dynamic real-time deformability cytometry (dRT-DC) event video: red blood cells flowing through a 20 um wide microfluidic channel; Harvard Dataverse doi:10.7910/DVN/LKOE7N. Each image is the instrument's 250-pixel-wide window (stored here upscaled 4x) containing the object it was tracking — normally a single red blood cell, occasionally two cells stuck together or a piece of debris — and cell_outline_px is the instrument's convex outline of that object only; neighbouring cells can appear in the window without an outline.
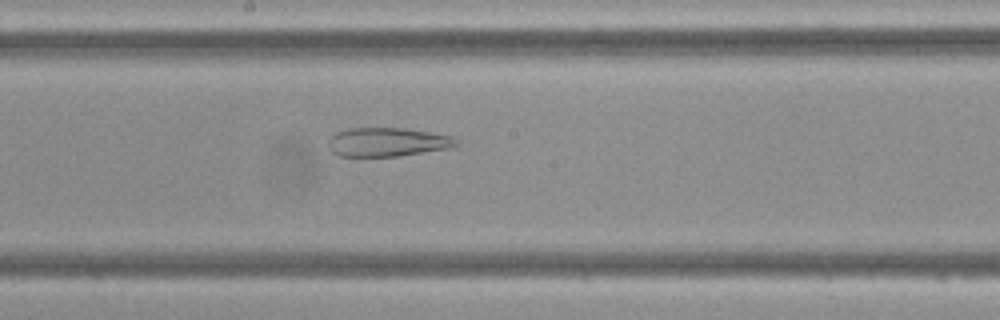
{"species": "Egyptian fruit bat (a non-hibernating species)", "species_latin": "Rousettus aegyptiacus", "temperature_condition": "cold", "stored_images_in_passage": 47, "camera_frame_rate_fps": 3000, "um_per_image_px": 0.085, "frame": {"image": 1, "passage_image": 25, "time_ms": 8.0, "image_size_px": [1000, 320], "cell_outline_px": [[460, 144], [452, 148], [396, 156], [340, 156], [332, 152], [328, 148], [328, 140], [336, 132], [352, 128], [404, 128], [452, 136], [460, 140]], "centroid_in_image_um": [32.96, 12.08], "position_along_channel_um": 215.2, "area_um2": 21.56}}
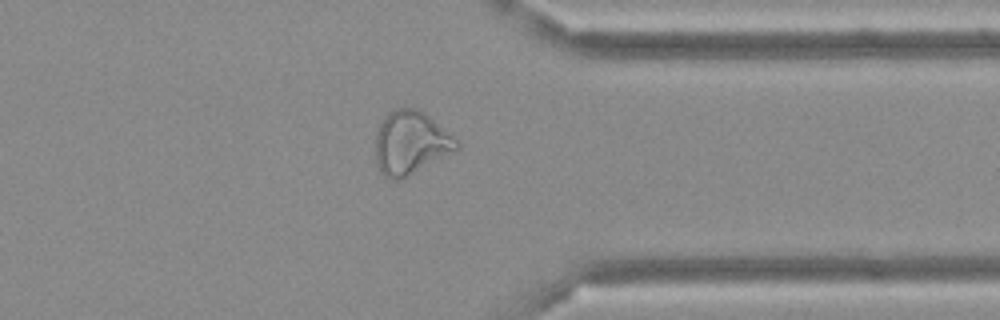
{"frame": {"image": 2, "passage_image": 37, "time_ms": 12.0, "image_size_px": [1000, 320], "cell_outline_px": [[460, 148], [396, 180], [384, 176], [380, 172], [376, 164], [376, 132], [384, 116], [388, 112], [396, 108], [416, 108], [424, 112], [456, 140], [460, 144]], "centroid_in_image_um": [34.85, 12.1], "position_along_channel_um": 376.5, "area_um2": 29.13}}
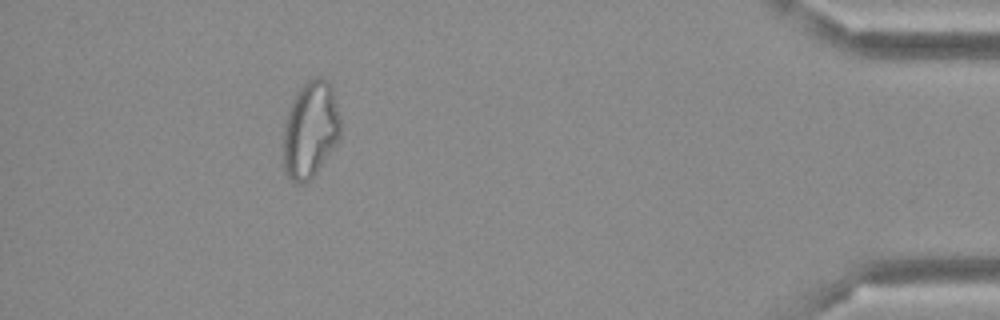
{"frame": {"image": 3, "passage_image": 43, "time_ms": 14.0, "image_size_px": [1000, 320], "cell_outline_px": [[340, 140], [316, 172], [304, 184], [296, 184], [284, 172], [284, 120], [288, 108], [296, 92], [308, 80], [316, 76], [320, 76], [328, 80], [332, 88], [340, 116]], "centroid_in_image_um": [26.38, 11.0], "position_along_channel_um": 408.8, "area_um2": 32.48}}